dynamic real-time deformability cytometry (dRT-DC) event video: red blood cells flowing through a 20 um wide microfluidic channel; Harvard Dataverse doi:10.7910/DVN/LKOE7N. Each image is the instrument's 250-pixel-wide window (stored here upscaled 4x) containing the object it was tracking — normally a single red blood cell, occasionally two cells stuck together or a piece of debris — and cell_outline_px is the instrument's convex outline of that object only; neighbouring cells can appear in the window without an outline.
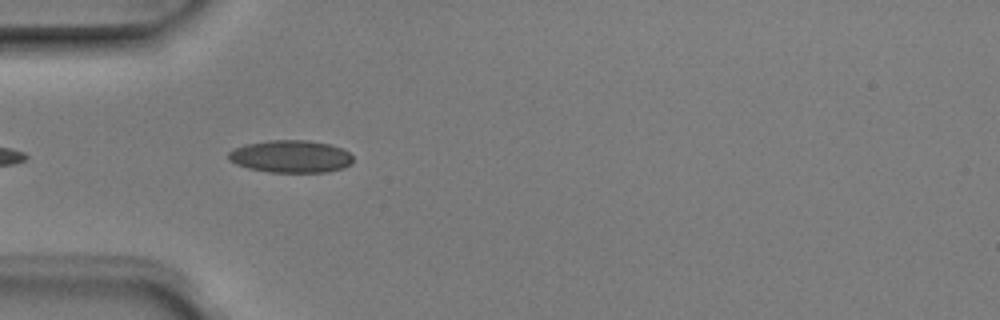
{"species": "Egyptian fruit bat (a non-hibernating species)", "species_latin": "Rousettus aegyptiacus", "temperature_condition": "room temperature", "stored_images_in_passage": 5, "camera_frame_rate_fps": 3000, "um_per_image_px": 0.085, "animal": {"sex": "male"}, "frame": {"image": 1, "passage_image": 5, "time_ms": 1.333, "image_size_px": [1000, 320], "cell_outline_px": [[352, 164], [344, 168], [328, 172], [268, 172], [248, 168], [236, 164], [228, 160], [228, 152], [232, 148], [244, 144], [268, 140], [308, 140], [328, 144], [340, 148], [348, 152], [352, 156]], "centroid_in_image_um": [24.68, 13.3], "position_along_channel_um": 60.3, "area_um2": 23.76}}